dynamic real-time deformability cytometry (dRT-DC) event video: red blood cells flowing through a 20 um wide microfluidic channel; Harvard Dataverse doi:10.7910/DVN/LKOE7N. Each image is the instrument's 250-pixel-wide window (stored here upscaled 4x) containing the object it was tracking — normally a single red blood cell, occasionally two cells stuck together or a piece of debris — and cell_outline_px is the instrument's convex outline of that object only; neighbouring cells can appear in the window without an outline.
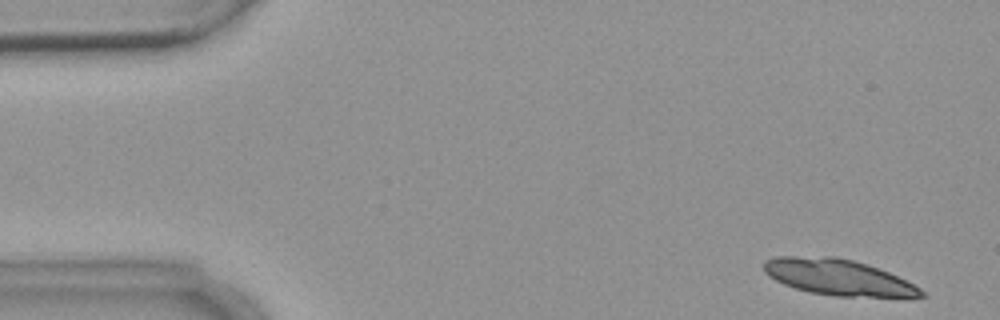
{"species": "common noctule bat (a hibernating species)", "species_latin": "Nyctalus noctula", "temperature_condition": "warm", "stored_images_in_passage": 8, "camera_frame_rate_fps": 3000, "um_per_image_px": 0.085, "animal": {"sex": "female", "body_mass_g": 18.4}, "frame": {"image": 1, "passage_image": 1, "time_ms": 0.0, "image_size_px": [1000, 320], "cell_outline_px": [[928, 296], [912, 300], [832, 296], [808, 292], [784, 284], [768, 276], [764, 272], [764, 260], [776, 256], [836, 256], [868, 264], [888, 272], [920, 288]], "centroid_in_image_um": [71.36, 23.62], "position_along_channel_um": 13.6, "area_um2": 34.1}}
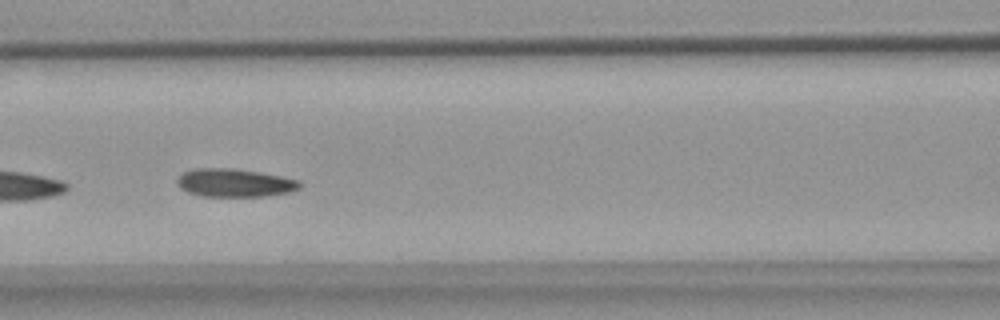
{"frame": {"image": 2, "passage_image": 7, "time_ms": 7.0, "image_size_px": [1000, 320], "cell_outline_px": [[300, 188], [288, 192], [268, 196], [200, 196], [188, 192], [180, 188], [176, 184], [176, 180], [184, 172], [196, 168], [232, 168], [260, 172], [300, 180]], "centroid_in_image_um": [19.93, 15.54], "position_along_channel_um": 146.7, "area_um2": 20.11}}
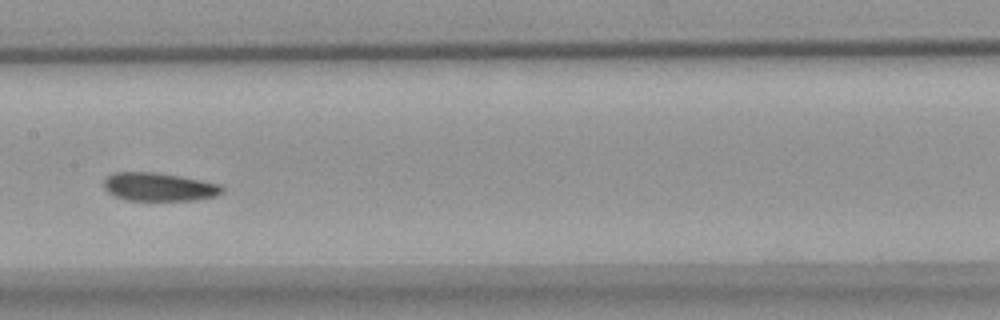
{"frame": {"image": 3, "passage_image": 8, "time_ms": 8.333, "image_size_px": [1000, 320], "cell_outline_px": [[224, 192], [216, 196], [192, 200], [124, 200], [108, 192], [104, 188], [104, 180], [112, 172], [156, 172], [180, 176], [220, 184], [224, 188]], "centroid_in_image_um": [13.51, 15.88], "position_along_channel_um": 193.9, "area_um2": 19.54}}